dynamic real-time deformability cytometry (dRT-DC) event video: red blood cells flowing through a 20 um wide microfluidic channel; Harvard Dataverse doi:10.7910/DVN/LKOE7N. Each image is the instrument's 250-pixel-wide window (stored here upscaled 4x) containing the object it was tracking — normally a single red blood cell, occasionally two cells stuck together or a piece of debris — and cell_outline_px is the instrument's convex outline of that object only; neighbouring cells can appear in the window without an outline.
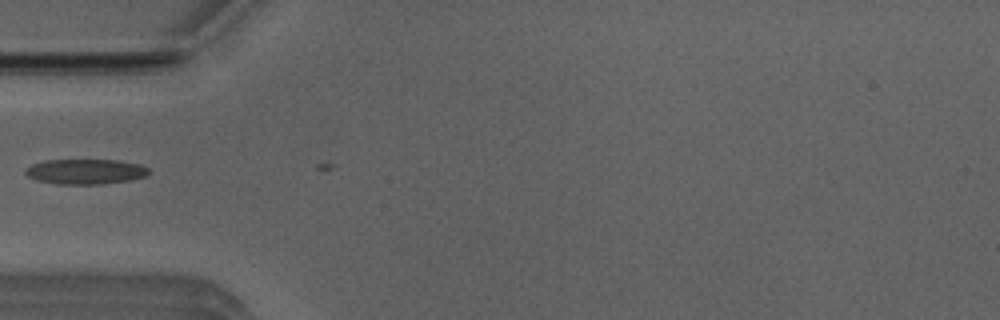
{"species": "Egyptian fruit bat (a non-hibernating species)", "species_latin": "Rousettus aegyptiacus", "temperature_condition": "room temperature", "stored_images_in_passage": 4, "camera_frame_rate_fps": 3000, "um_per_image_px": 0.085, "animal": {"sex": "male"}, "frame": {"image": 1, "passage_image": 2, "time_ms": 0.333, "image_size_px": [1000, 320], "cell_outline_px": [[148, 176], [132, 180], [100, 184], [56, 184], [36, 180], [28, 176], [24, 172], [32, 164], [44, 160], [120, 160], [140, 164], [148, 168]], "centroid_in_image_um": [7.29, 14.58], "position_along_channel_um": 77.7, "area_um2": 18.15}}